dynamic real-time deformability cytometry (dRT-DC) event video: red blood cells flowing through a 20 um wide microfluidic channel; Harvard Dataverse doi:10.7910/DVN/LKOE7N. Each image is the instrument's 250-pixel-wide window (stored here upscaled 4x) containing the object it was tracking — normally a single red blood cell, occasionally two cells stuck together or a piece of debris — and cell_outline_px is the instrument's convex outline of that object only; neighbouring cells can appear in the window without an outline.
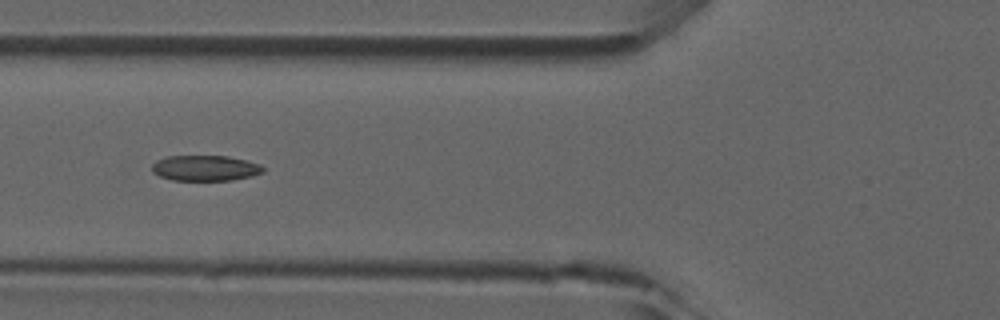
{"species": "common noctule bat (a hibernating species)", "species_latin": "Nyctalus noctula", "temperature_condition": "room temperature", "stored_images_in_passage": 41, "camera_frame_rate_fps": 3000, "um_per_image_px": 0.085, "animal": {"sex": "male", "forearm_length_mm": 52.5}, "frame": {"image": 1, "passage_image": 18, "time_ms": 5.667, "image_size_px": [1000, 320], "cell_outline_px": [[264, 172], [252, 176], [232, 180], [172, 180], [160, 176], [152, 172], [152, 164], [156, 160], [164, 156], [228, 156], [248, 160], [260, 164], [264, 168]], "centroid_in_image_um": [17.45, 14.28], "position_along_channel_um": 108.4, "area_um2": 16.7}}